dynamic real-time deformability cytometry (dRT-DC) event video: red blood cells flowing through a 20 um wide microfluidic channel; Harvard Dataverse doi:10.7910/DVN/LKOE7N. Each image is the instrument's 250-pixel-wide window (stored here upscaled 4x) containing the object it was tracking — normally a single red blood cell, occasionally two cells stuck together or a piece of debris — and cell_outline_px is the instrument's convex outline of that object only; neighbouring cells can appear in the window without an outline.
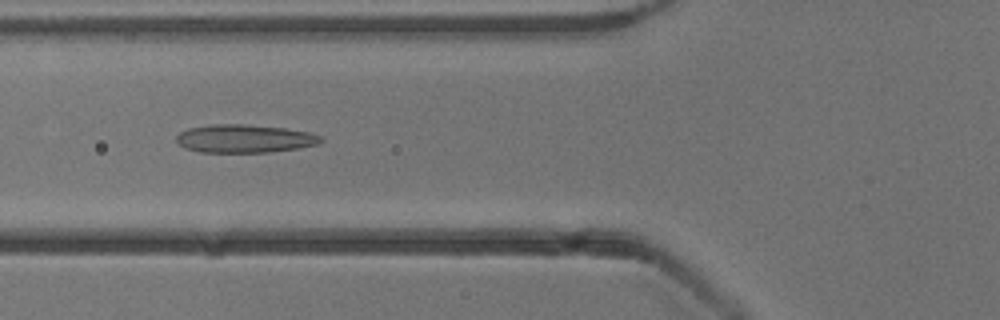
{"species": "common noctule bat (a hibernating species)", "species_latin": "Nyctalus noctula", "temperature_condition": "cold", "stored_images_in_passage": 53, "camera_frame_rate_fps": 3000, "um_per_image_px": 0.085, "animal": {"sex": "male", "body_mass_g": 13.3}, "frame": {"image": 1, "passage_image": 20, "time_ms": 6.333, "image_size_px": [1000, 320], "cell_outline_px": [[324, 140], [316, 144], [300, 148], [268, 152], [200, 152], [184, 148], [176, 140], [176, 136], [180, 132], [188, 128], [212, 124], [244, 124], [284, 128], [308, 132], [320, 136]], "centroid_in_image_um": [20.76, 11.78], "position_along_channel_um": 105.0, "area_um2": 23.64}}
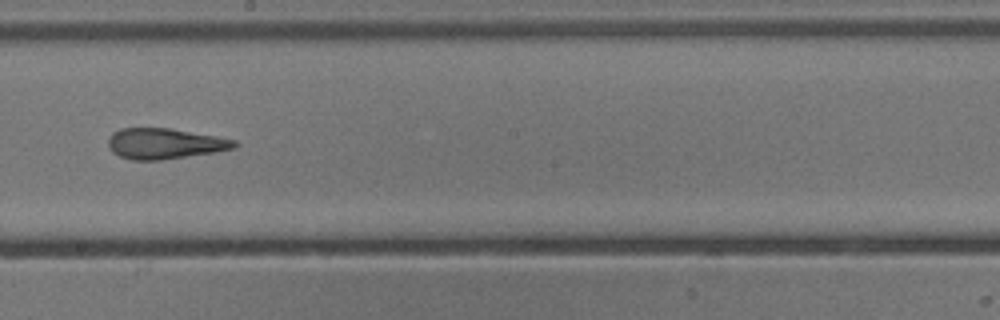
{"frame": {"image": 2, "passage_image": 30, "time_ms": 9.667, "image_size_px": [1000, 320], "cell_outline_px": [[240, 144], [236, 148], [216, 152], [160, 160], [132, 160], [120, 156], [112, 152], [108, 148], [108, 140], [112, 132], [120, 128], [168, 128], [216, 136], [236, 140]], "centroid_in_image_um": [14.01, 12.21], "position_along_channel_um": 234.2, "area_um2": 22.66}}
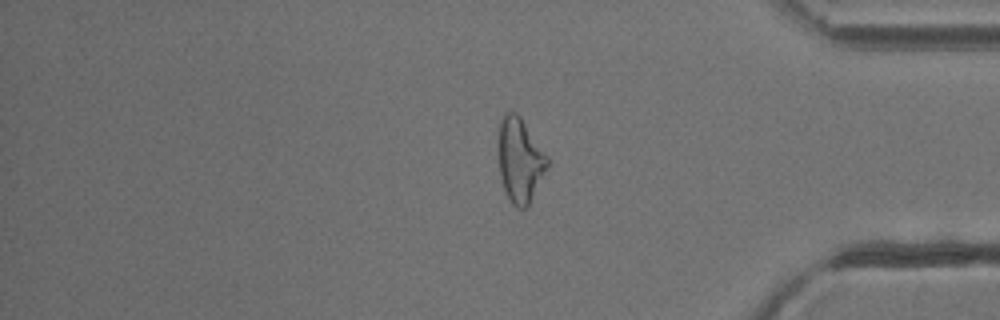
{"frame": {"image": 3, "passage_image": 44, "time_ms": 14.333, "image_size_px": [1000, 320], "cell_outline_px": [[548, 168], [528, 208], [516, 208], [512, 204], [504, 188], [500, 176], [500, 120], [504, 112], [516, 112], [520, 116], [548, 156]], "centroid_in_image_um": [44.24, 13.64], "position_along_channel_um": 391.0, "area_um2": 23.87}, "authors_computed_cell_mechanics": {"area_um2": 24.3338, "velocity_mm_per_s": 3.8551, "shape_relaxation_time_tau1_ms": null, "shape_relaxation_time_tau2_ms": 2.4751, "deformation_change_tau1": null, "deformation_change_tau2": 0.1366}}